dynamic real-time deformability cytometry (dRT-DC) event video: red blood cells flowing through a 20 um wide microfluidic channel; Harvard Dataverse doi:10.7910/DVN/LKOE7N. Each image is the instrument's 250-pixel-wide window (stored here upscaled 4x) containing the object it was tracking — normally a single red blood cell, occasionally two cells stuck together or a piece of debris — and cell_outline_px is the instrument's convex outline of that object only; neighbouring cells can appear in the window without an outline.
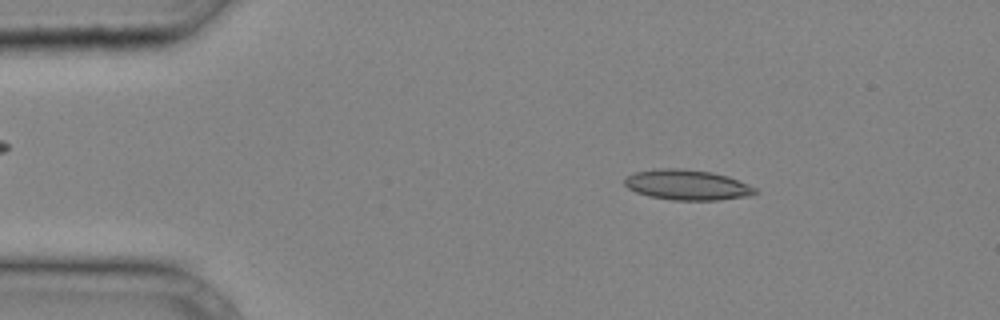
{"species": "common noctule bat (a hibernating species)", "species_latin": "Nyctalus noctula", "temperature_condition": "cold", "stored_images_in_passage": 33, "camera_frame_rate_fps": 3000, "um_per_image_px": 0.085, "animal": {"sex": "male", "body_mass_g": 20.4}, "frame": {"image": 1, "passage_image": 2, "time_ms": 0.333, "image_size_px": [1000, 320], "cell_outline_px": [[760, 192], [748, 196], [720, 200], [672, 200], [648, 196], [636, 192], [628, 188], [624, 184], [624, 180], [628, 176], [636, 172], [660, 168], [680, 168], [712, 172], [728, 176], [748, 184], [756, 188]], "centroid_in_image_um": [58.43, 15.72], "position_along_channel_um": 26.6, "area_um2": 23.12}}
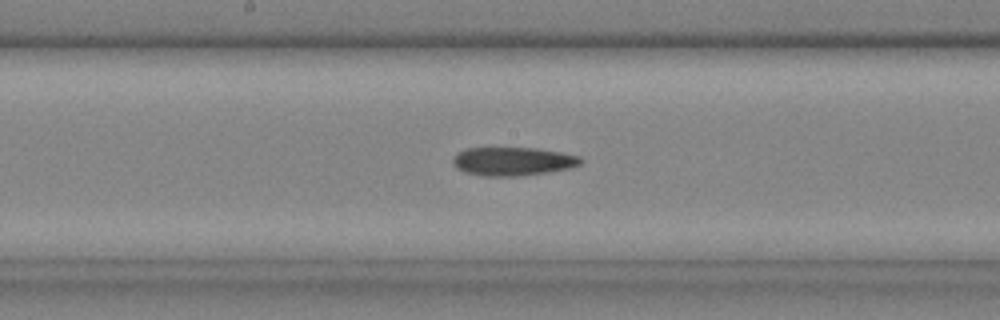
{"frame": {"image": 2, "passage_image": 16, "time_ms": 5.0, "image_size_px": [1000, 320], "cell_outline_px": [[584, 160], [580, 164], [572, 168], [548, 172], [520, 176], [484, 176], [464, 172], [456, 168], [452, 164], [452, 160], [456, 152], [468, 148], [536, 148], [560, 152], [580, 156]], "centroid_in_image_um": [43.59, 13.72], "position_along_channel_um": 204.6, "area_um2": 21.44}}
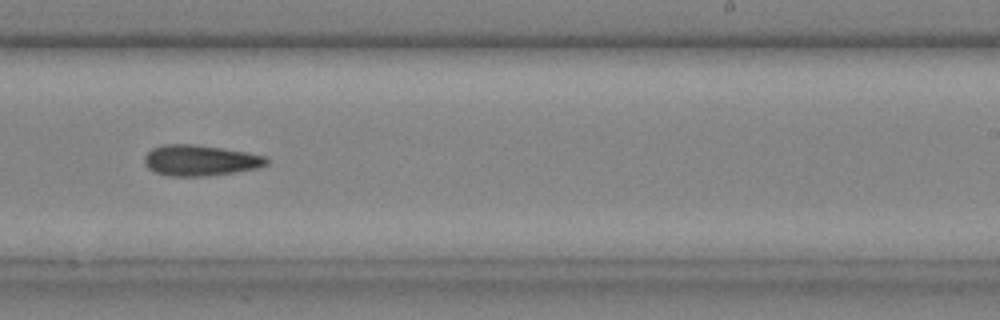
{"frame": {"image": 3, "passage_image": 20, "time_ms": 6.333, "image_size_px": [1000, 320], "cell_outline_px": [[268, 164], [256, 168], [232, 172], [200, 176], [168, 176], [156, 172], [148, 168], [144, 164], [144, 156], [152, 148], [164, 144], [196, 144], [244, 152], [264, 156], [268, 160]], "centroid_in_image_um": [16.95, 13.62], "position_along_channel_um": 272.0, "area_um2": 21.62}}